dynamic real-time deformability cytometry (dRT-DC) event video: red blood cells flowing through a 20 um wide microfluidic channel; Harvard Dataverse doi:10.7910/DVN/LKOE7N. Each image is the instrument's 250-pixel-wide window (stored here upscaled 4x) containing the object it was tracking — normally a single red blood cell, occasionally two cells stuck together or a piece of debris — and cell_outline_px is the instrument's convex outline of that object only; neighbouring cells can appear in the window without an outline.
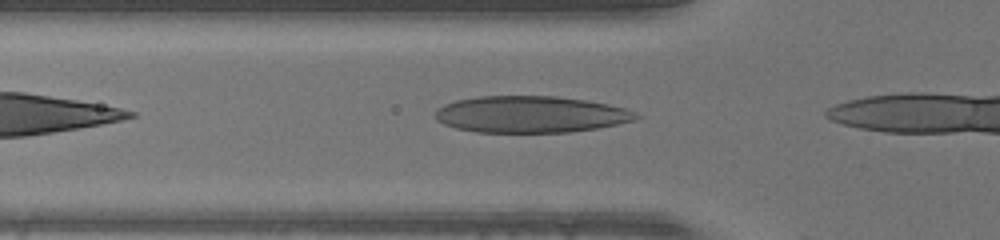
{"species": "human", "species_latin": "Homo sapiens", "temperature_condition": "warm", "stored_images_in_passage": 4, "camera_frame_rate_fps": 3000, "um_per_image_px": 0.085, "donor": {"sex": "male"}, "frame": {"image": 1, "passage_image": 2, "time_ms": 0.333, "image_size_px": [1000, 240], "cell_outline_px": [[640, 116], [636, 120], [596, 128], [568, 132], [476, 132], [456, 128], [444, 124], [436, 120], [436, 108], [444, 104], [456, 100], [480, 96], [556, 96], [584, 100], [608, 104], [624, 108], [636, 112]], "centroid_in_image_um": [45.08, 9.72], "position_along_channel_um": 80.7, "area_um2": 42.77}}